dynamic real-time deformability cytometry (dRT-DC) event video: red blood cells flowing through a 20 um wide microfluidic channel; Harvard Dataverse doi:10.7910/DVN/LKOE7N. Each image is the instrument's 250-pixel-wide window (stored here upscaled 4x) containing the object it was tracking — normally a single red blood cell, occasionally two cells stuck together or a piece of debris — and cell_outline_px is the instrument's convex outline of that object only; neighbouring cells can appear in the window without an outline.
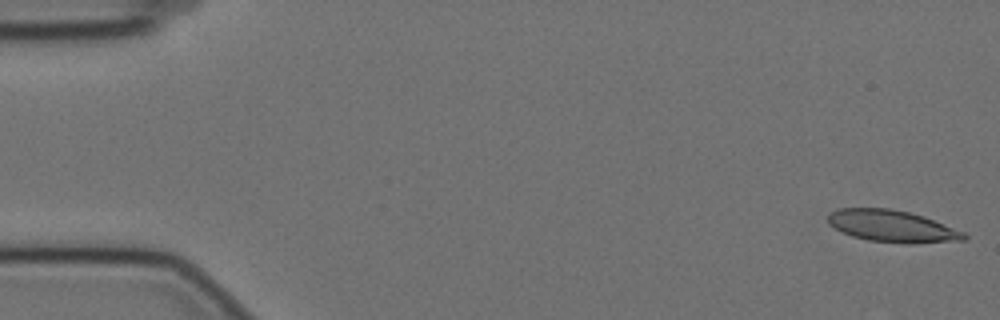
{"species": "Egyptian fruit bat (a non-hibernating species)", "species_latin": "Rousettus aegyptiacus", "temperature_condition": "cold", "stored_images_in_passage": 57, "camera_frame_rate_fps": 3000, "um_per_image_px": 0.085, "animal": {"sex": "female"}, "frame": {"image": 1, "passage_image": 1, "time_ms": 0.0, "image_size_px": [1000, 320], "cell_outline_px": [[968, 236], [964, 240], [912, 244], [908, 244], [868, 240], [852, 236], [840, 232], [828, 224], [828, 212], [840, 208], [888, 208], [908, 212], [924, 216], [964, 232]], "centroid_in_image_um": [75.8, 19.23], "position_along_channel_um": 9.2, "area_um2": 25.43}}
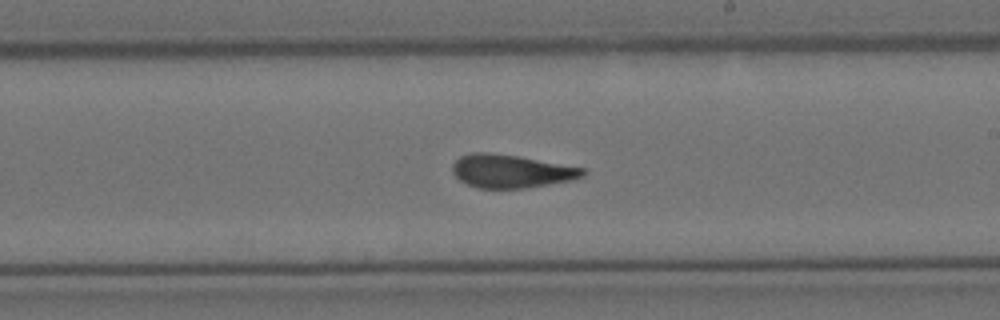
{"frame": {"image": 2, "passage_image": 33, "time_ms": 10.667, "image_size_px": [1000, 320], "cell_outline_px": [[588, 172], [584, 176], [572, 180], [524, 188], [480, 188], [468, 184], [460, 180], [452, 172], [452, 164], [460, 156], [472, 152], [488, 152], [516, 156], [584, 168]], "centroid_in_image_um": [43.44, 14.55], "position_along_channel_um": 245.6, "area_um2": 25.03}}
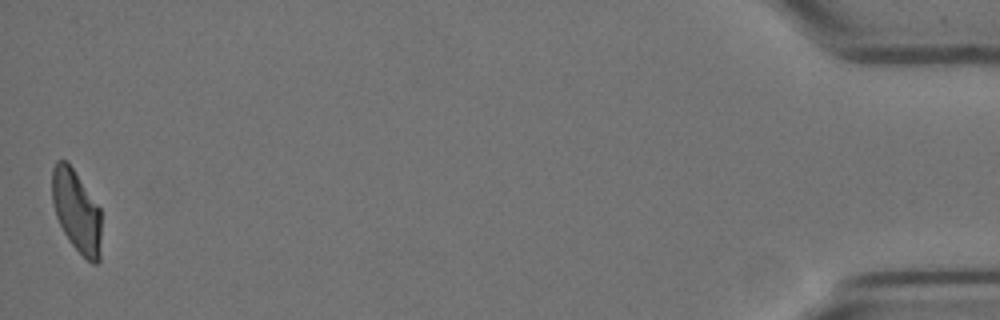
{"frame": {"image": 3, "passage_image": 57, "time_ms": 18.667, "image_size_px": [1000, 320], "cell_outline_px": [[100, 260], [96, 264], [92, 264], [68, 240], [56, 216], [52, 204], [52, 168], [56, 160], [64, 160], [72, 168], [100, 208]], "centroid_in_image_um": [6.49, 17.95], "position_along_channel_um": 428.7, "area_um2": 23.24}, "authors_computed_cell_mechanics": {"area_um2": 25.6632, "velocity_mm_per_s": 3.4591, "shape_relaxation_time_tau1_ms": 9.2546, "shape_relaxation_time_tau2_ms": 2.4271, "deformation_change_tau1": 0.2221, "deformation_change_tau2": 0.1006}}